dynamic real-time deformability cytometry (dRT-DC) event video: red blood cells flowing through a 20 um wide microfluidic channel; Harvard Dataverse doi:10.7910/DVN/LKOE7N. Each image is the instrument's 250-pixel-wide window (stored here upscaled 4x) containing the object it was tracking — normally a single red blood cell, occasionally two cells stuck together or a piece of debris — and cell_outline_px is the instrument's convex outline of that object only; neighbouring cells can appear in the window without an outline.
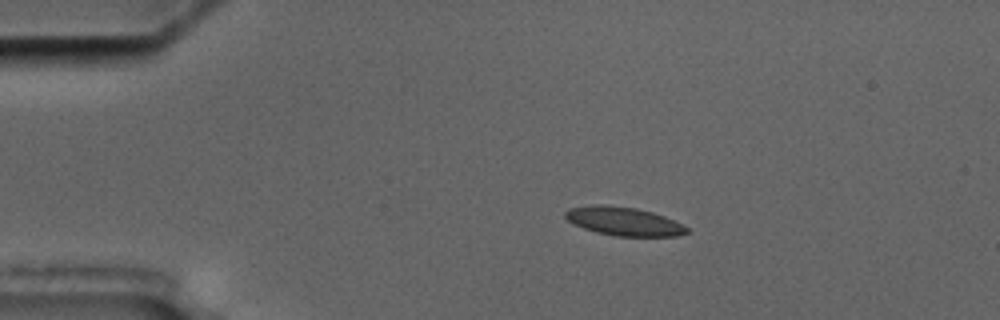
{"species": "common noctule bat (a hibernating species)", "species_latin": "Nyctalus noctula", "temperature_condition": "cold", "stored_images_in_passage": 7, "camera_frame_rate_fps": 3000, "um_per_image_px": 0.085, "animal": {"sex": "male", "body_mass_g": 17.5, "forearm_length_mm": 52.3}, "frame": {"image": 1, "passage_image": 2, "time_ms": 1.0, "image_size_px": [1000, 320], "cell_outline_px": [[688, 232], [676, 236], [616, 236], [596, 232], [584, 228], [568, 220], [564, 216], [564, 212], [568, 208], [592, 204], [604, 204], [636, 208], [652, 212], [664, 216], [688, 228]], "centroid_in_image_um": [52.97, 18.8], "position_along_channel_um": 32.0, "area_um2": 20.11}}
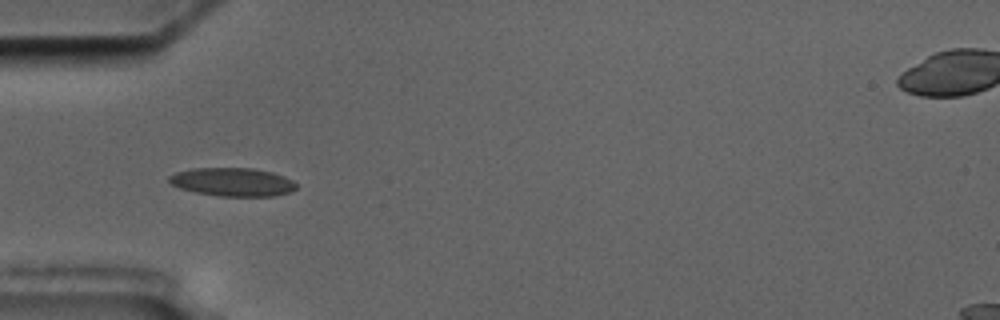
{"frame": {"image": 2, "passage_image": 4, "time_ms": 3.333, "image_size_px": [1000, 320], "cell_outline_px": [[296, 188], [292, 192], [276, 196], [216, 196], [196, 192], [180, 188], [172, 184], [168, 180], [168, 176], [176, 172], [192, 168], [252, 168], [272, 172], [284, 176], [292, 180], [296, 184]], "centroid_in_image_um": [19.78, 15.47], "position_along_channel_um": 65.2, "area_um2": 21.15}}
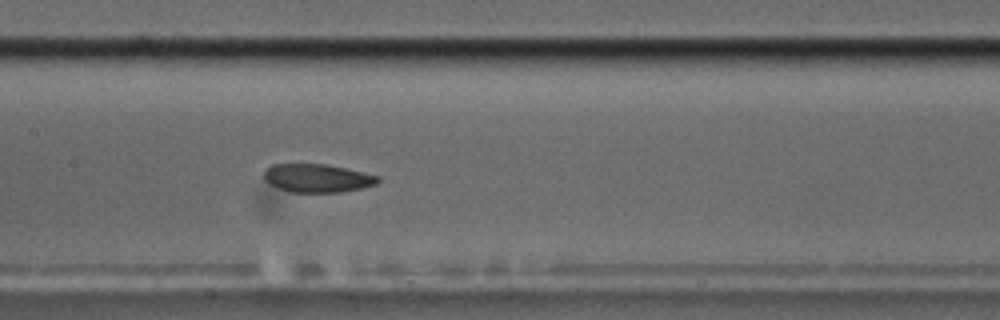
{"frame": {"image": 3, "passage_image": 7, "time_ms": 6.667, "image_size_px": [1000, 320], "cell_outline_px": [[380, 180], [376, 184], [360, 188], [340, 192], [292, 192], [268, 184], [264, 180], [264, 172], [272, 164], [328, 164], [380, 176]], "centroid_in_image_um": [26.97, 15.13], "position_along_channel_um": 180.4, "area_um2": 18.73}}